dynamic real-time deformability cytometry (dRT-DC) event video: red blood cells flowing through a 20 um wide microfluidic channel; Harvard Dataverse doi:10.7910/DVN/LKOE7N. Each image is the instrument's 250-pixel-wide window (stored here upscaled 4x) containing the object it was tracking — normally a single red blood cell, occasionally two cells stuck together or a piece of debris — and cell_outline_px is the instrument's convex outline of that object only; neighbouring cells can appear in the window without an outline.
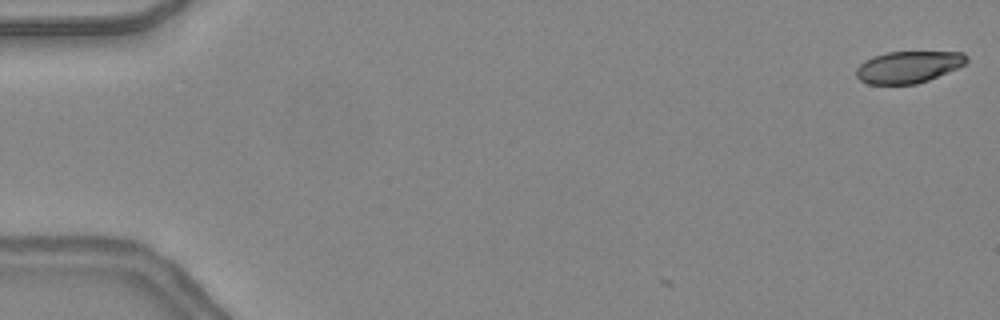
{"species": "common noctule bat (a hibernating species)", "species_latin": "Nyctalus noctula", "temperature_condition": "warm", "stored_images_in_passage": 2, "camera_frame_rate_fps": 3000, "um_per_image_px": 0.085, "animal": {"sex": "female", "body_mass_g": 24.6, "forearm_length_mm": 56.2}, "frame": {"image": 1, "passage_image": 2, "time_ms": 0.333, "image_size_px": [1000, 320], "cell_outline_px": [[968, 60], [964, 64], [956, 68], [928, 80], [916, 84], [868, 84], [860, 80], [856, 76], [856, 68], [864, 60], [872, 56], [888, 52], [964, 52], [968, 56]], "centroid_in_image_um": [77.18, 5.69], "position_along_channel_um": 7.8, "area_um2": 20.4}}